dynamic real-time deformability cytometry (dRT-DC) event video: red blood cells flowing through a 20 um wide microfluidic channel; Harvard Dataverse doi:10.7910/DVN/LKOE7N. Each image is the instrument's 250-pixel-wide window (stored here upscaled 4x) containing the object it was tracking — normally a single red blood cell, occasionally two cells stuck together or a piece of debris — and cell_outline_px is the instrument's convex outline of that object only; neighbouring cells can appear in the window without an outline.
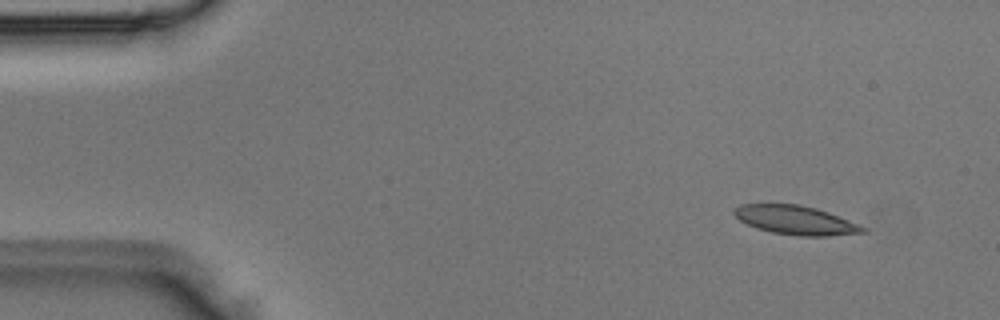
{"species": "Egyptian fruit bat (a non-hibernating species)", "species_latin": "Rousettus aegyptiacus", "temperature_condition": "room temperature", "stored_images_in_passage": 5, "camera_frame_rate_fps": 3000, "um_per_image_px": 0.085, "animal": {"sex": "male"}, "frame": {"image": 1, "passage_image": 1, "time_ms": 0.0, "image_size_px": [1000, 320], "cell_outline_px": [[868, 232], [824, 236], [800, 236], [772, 232], [756, 228], [740, 220], [732, 212], [740, 204], [800, 204], [816, 208], [828, 212], [860, 224], [868, 228]], "centroid_in_image_um": [67.67, 18.71], "position_along_channel_um": 17.3, "area_um2": 21.68}}